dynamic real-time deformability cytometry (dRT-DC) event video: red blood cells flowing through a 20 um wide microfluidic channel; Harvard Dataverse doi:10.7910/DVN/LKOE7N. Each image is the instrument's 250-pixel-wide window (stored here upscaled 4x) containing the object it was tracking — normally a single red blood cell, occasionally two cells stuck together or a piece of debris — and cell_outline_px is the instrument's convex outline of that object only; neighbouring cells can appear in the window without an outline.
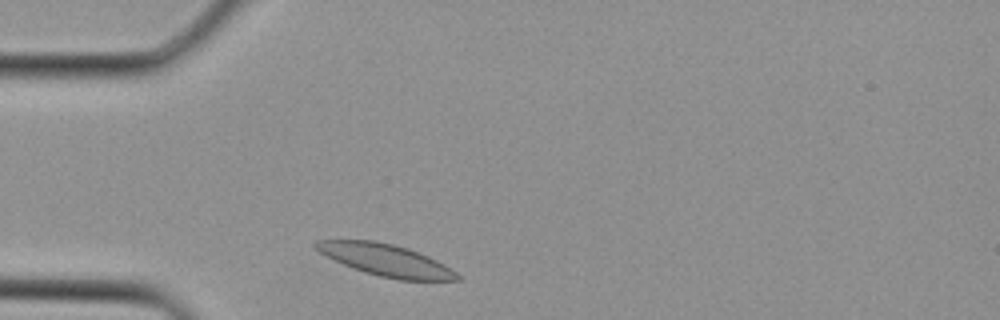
{"species": "Egyptian fruit bat (a non-hibernating species)", "species_latin": "Rousettus aegyptiacus", "temperature_condition": "cold", "stored_images_in_passage": 1, "camera_frame_rate_fps": 3000, "um_per_image_px": 0.085, "animal": {"sex": "female"}, "frame": {"image": 1, "passage_image": 1, "time_ms": 0.0, "image_size_px": [1000, 320], "cell_outline_px": [[464, 280], [400, 280], [380, 276], [364, 272], [344, 264], [312, 248], [312, 244], [316, 240], [376, 240], [408, 248], [428, 256], [444, 264], [464, 276]], "centroid_in_image_um": [32.84, 22.11], "position_along_channel_um": 52.2, "area_um2": 26.3}}